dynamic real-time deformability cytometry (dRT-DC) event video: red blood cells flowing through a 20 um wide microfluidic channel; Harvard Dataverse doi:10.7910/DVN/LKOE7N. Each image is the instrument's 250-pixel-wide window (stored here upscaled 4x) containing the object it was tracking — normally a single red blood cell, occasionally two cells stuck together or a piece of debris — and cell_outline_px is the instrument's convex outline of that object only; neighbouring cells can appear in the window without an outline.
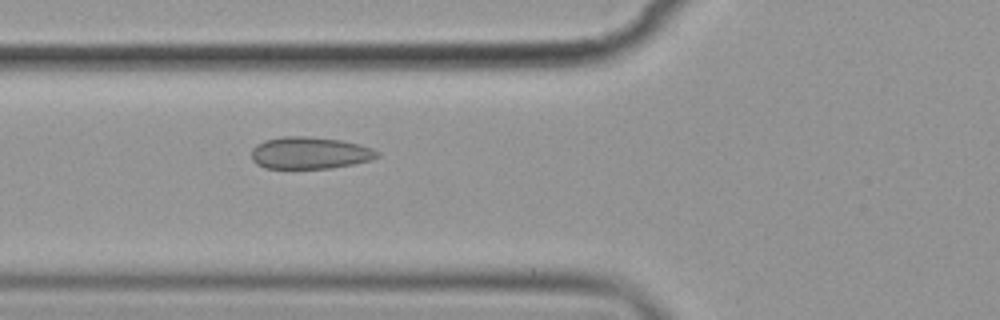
{"species": "common noctule bat (a hibernating species)", "species_latin": "Nyctalus noctula", "temperature_condition": "cold", "stored_images_in_passage": 6, "camera_frame_rate_fps": 3000, "um_per_image_px": 0.085, "animal": {"sex": "female", "body_mass_g": 19.9}, "frame": {"image": 1, "passage_image": 6, "time_ms": 6.667, "image_size_px": [1000, 320], "cell_outline_px": [[380, 156], [372, 160], [352, 164], [328, 168], [264, 168], [256, 164], [252, 160], [252, 148], [256, 144], [264, 140], [284, 136], [304, 136], [340, 140], [372, 148], [380, 152]], "centroid_in_image_um": [26.31, 13.0], "position_along_channel_um": 99.5, "area_um2": 23.41}}